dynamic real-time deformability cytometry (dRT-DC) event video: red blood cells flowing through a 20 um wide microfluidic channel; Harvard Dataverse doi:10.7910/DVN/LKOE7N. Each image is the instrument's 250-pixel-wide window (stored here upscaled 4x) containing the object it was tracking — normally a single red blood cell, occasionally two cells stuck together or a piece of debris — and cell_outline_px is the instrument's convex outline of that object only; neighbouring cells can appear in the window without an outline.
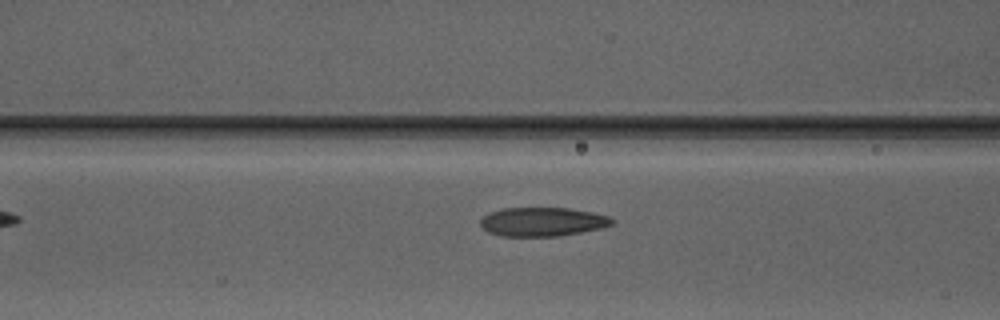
{"species": "Egyptian fruit bat (a non-hibernating species)", "species_latin": "Rousettus aegyptiacus", "temperature_condition": "warm", "stored_images_in_passage": 6, "camera_frame_rate_fps": 3000, "um_per_image_px": 0.085, "animal": {"sex": "male"}, "frame": {"image": 1, "passage_image": 5, "time_ms": 1.333, "image_size_px": [1000, 320], "cell_outline_px": [[616, 220], [612, 224], [600, 228], [580, 232], [556, 236], [500, 236], [488, 232], [480, 224], [480, 220], [488, 212], [504, 208], [568, 208], [592, 212], [608, 216]], "centroid_in_image_um": [46.09, 18.84], "position_along_channel_um": 120.5, "area_um2": 22.08}}